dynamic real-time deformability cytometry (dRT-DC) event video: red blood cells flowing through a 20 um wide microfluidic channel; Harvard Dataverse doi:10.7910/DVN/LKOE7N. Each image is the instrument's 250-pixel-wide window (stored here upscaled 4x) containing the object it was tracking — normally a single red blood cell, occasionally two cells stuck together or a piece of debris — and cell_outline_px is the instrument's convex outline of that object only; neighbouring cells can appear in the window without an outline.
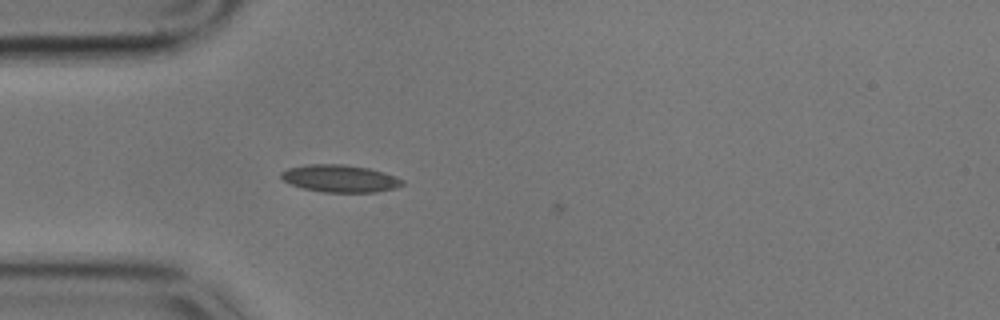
{"species": "common noctule bat (a hibernating species)", "species_latin": "Nyctalus noctula", "temperature_condition": "cold", "stored_images_in_passage": 14, "camera_frame_rate_fps": 3000, "um_per_image_px": 0.085, "animal": {"sex": "male", "body_mass_g": 17.9}, "frame": {"image": 1, "passage_image": 12, "time_ms": 3.667, "image_size_px": [1000, 320], "cell_outline_px": [[404, 184], [396, 188], [376, 192], [324, 192], [304, 188], [292, 184], [284, 180], [280, 176], [280, 172], [288, 168], [308, 164], [344, 164], [368, 168], [404, 180]], "centroid_in_image_um": [28.88, 15.17], "position_along_channel_um": 56.1, "area_um2": 19.07}}